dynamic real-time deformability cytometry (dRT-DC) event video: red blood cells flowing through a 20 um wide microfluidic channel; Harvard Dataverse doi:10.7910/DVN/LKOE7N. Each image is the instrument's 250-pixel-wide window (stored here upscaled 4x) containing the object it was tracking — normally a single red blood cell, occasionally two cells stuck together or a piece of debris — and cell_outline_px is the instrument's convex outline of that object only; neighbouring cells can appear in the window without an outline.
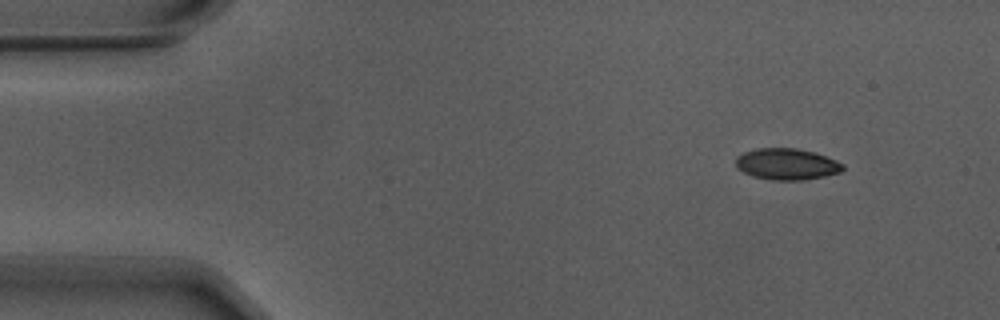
{"species": "Egyptian fruit bat (a non-hibernating species)", "species_latin": "Rousettus aegyptiacus", "temperature_condition": "warm", "stored_images_in_passage": 50, "camera_frame_rate_fps": 3000, "um_per_image_px": 0.085, "animal": {"sex": "male"}, "frame": {"image": 1, "passage_image": 1, "time_ms": 0.0, "image_size_px": [1000, 320], "cell_outline_px": [[844, 168], [840, 172], [824, 176], [800, 180], [772, 180], [752, 176], [736, 168], [736, 156], [744, 152], [756, 148], [796, 148], [812, 152], [836, 160], [844, 164]], "centroid_in_image_um": [66.84, 13.95], "position_along_channel_um": 18.2, "area_um2": 19.48}}
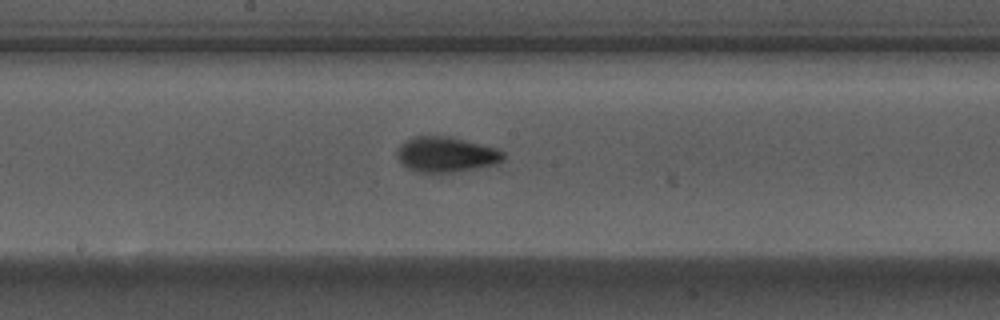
{"frame": {"image": 2, "passage_image": 24, "time_ms": 7.667, "image_size_px": [1000, 320], "cell_outline_px": [[504, 160], [496, 164], [476, 168], [452, 172], [420, 172], [408, 168], [396, 156], [396, 148], [404, 140], [412, 136], [452, 136], [496, 148], [504, 152]], "centroid_in_image_um": [37.9, 13.11], "position_along_channel_um": 210.3, "area_um2": 21.96}}
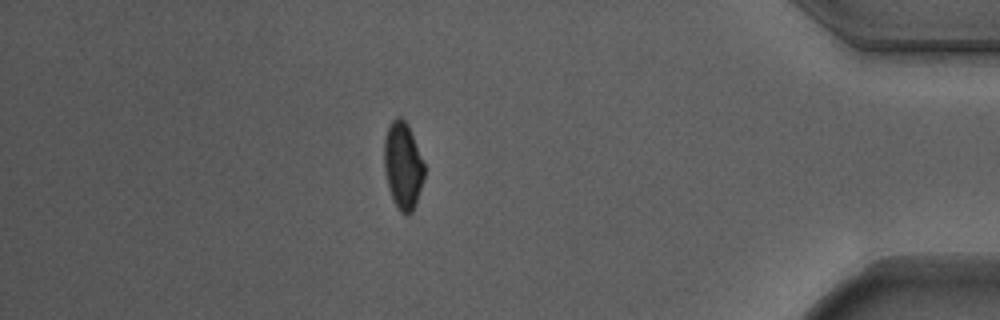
{"frame": {"image": 3, "passage_image": 43, "time_ms": 14.0, "image_size_px": [1000, 320], "cell_outline_px": [[424, 176], [416, 204], [412, 212], [408, 216], [400, 212], [392, 196], [388, 184], [384, 168], [384, 140], [388, 128], [392, 120], [396, 116], [400, 116], [408, 124], [424, 164]], "centroid_in_image_um": [34.25, 14.07], "position_along_channel_um": 401.0, "area_um2": 20.11}, "authors_computed_cell_mechanics": {"area_um2": 20.6057, "velocity_mm_per_s": 3.7179, "shape_relaxation_time_tau1_ms": 6.5475, "shape_relaxation_time_tau2_ms": 1.3242, "deformation_change_tau1": 0.1696, "deformation_change_tau2": 0.0663}}